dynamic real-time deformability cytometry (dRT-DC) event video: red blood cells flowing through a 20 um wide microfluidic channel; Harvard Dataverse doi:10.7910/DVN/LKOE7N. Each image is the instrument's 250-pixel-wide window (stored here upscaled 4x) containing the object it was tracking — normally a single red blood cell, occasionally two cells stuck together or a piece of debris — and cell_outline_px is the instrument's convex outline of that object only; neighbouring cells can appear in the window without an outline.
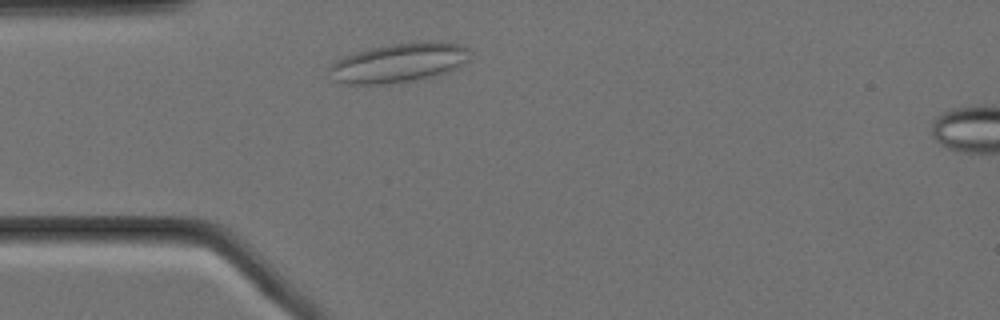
{"species": "Egyptian fruit bat (a non-hibernating species)", "species_latin": "Rousettus aegyptiacus", "temperature_condition": "cold", "stored_images_in_passage": 47, "camera_frame_rate_fps": 3000, "um_per_image_px": 0.085, "animal": {"sex": "female"}, "frame": {"image": 1, "passage_image": 4, "time_ms": 1.0, "image_size_px": [1000, 320], "cell_outline_px": [[468, 60], [448, 72], [432, 76], [412, 80], [380, 84], [348, 84], [332, 80], [328, 68], [336, 60], [344, 56], [368, 48], [392, 44], [444, 40], [460, 44], [468, 48]], "centroid_in_image_um": [33.88, 5.32], "position_along_channel_um": 51.1, "area_um2": 32.02}}
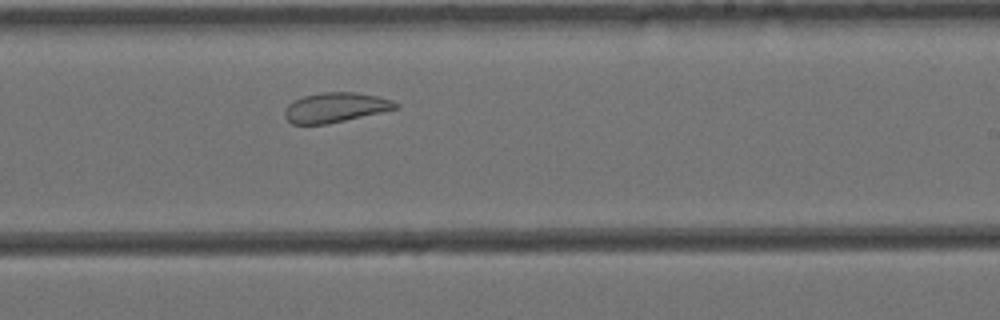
{"frame": {"image": 2, "passage_image": 23, "time_ms": 7.333, "image_size_px": [1000, 320], "cell_outline_px": [[400, 108], [328, 124], [292, 124], [284, 116], [284, 112], [288, 104], [292, 100], [304, 96], [320, 92], [356, 92], [376, 96], [392, 100], [400, 104]], "centroid_in_image_um": [28.52, 9.13], "position_along_channel_um": 260.5, "area_um2": 19.36}}
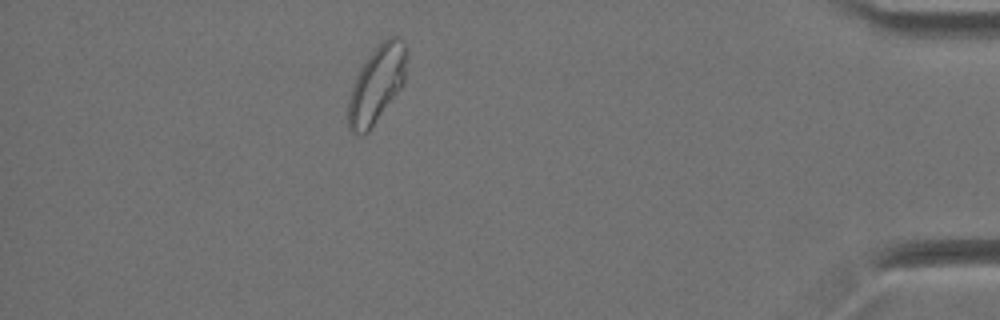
{"frame": {"image": 3, "passage_image": 40, "time_ms": 13.0, "image_size_px": [1000, 320], "cell_outline_px": [[408, 52], [404, 80], [400, 88], [368, 132], [360, 136], [352, 132], [348, 128], [348, 100], [356, 76], [360, 68], [372, 48], [388, 36], [400, 36], [404, 40], [408, 48]], "centroid_in_image_um": [32.03, 7.1], "position_along_channel_um": 403.2, "area_um2": 26.47}, "authors_computed_cell_mechanics": {"area_um2": 22.253, "velocity_mm_per_s": 3.4077, "shape_relaxation_time_tau1_ms": null, "shape_relaxation_time_tau2_ms": 2.0253, "deformation_change_tau1": null, "deformation_change_tau2": 0.0858}}